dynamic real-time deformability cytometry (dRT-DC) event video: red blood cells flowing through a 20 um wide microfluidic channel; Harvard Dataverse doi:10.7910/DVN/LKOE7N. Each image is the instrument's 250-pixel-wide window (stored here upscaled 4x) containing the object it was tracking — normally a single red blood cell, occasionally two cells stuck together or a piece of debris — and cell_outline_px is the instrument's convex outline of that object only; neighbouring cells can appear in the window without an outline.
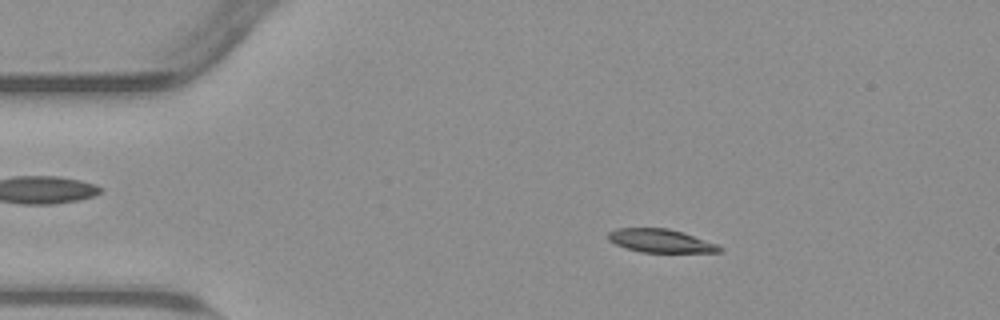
{"species": "common noctule bat (a hibernating species)", "species_latin": "Nyctalus noctula", "temperature_condition": "warm", "stored_images_in_passage": 54, "camera_frame_rate_fps": 3000, "um_per_image_px": 0.085, "animal": {"sex": "male", "body_mass_g": 23.1, "forearm_length_mm": 52.7}, "frame": {"image": 1, "passage_image": 9, "time_ms": 2.667, "image_size_px": [1000, 320], "cell_outline_px": [[724, 248], [720, 252], [640, 252], [616, 244], [608, 240], [608, 232], [616, 228], [668, 228], [684, 232], [720, 244]], "centroid_in_image_um": [56.21, 20.46], "position_along_channel_um": 28.8, "area_um2": 15.32}}
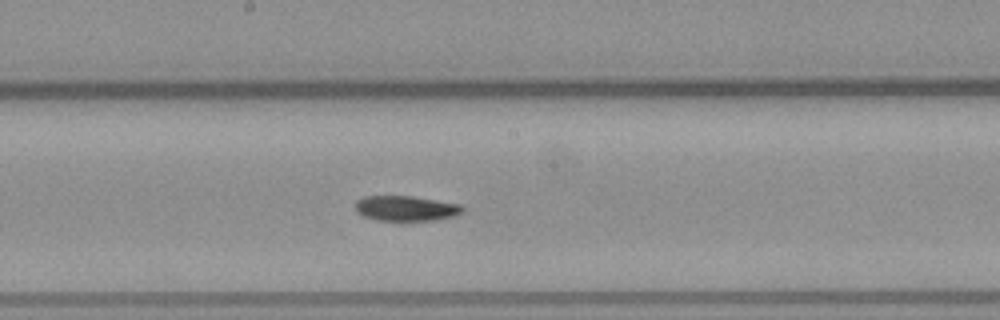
{"frame": {"image": 2, "passage_image": 28, "time_ms": 9.0, "image_size_px": [1000, 320], "cell_outline_px": [[464, 212], [456, 216], [436, 220], [376, 220], [364, 216], [356, 212], [356, 200], [364, 196], [412, 196], [460, 204], [464, 208]], "centroid_in_image_um": [34.52, 17.71], "position_along_channel_um": 213.7, "area_um2": 15.78}}
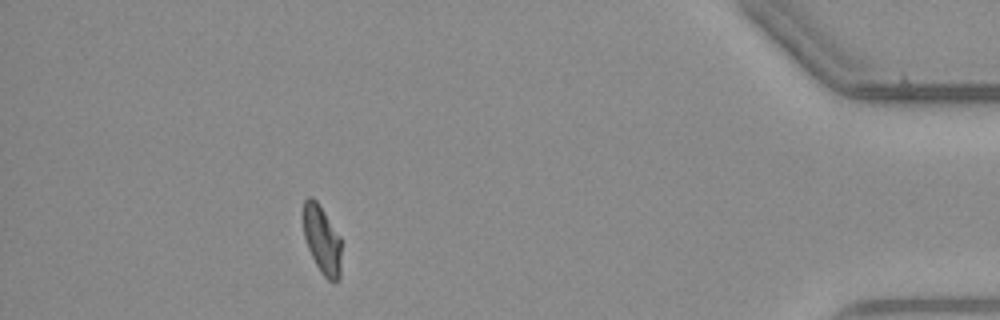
{"frame": {"image": 3, "passage_image": 48, "time_ms": 15.667, "image_size_px": [1000, 320], "cell_outline_px": [[340, 280], [332, 284], [320, 272], [308, 248], [304, 236], [304, 200], [308, 196], [312, 196], [316, 200], [340, 236]], "centroid_in_image_um": [27.38, 20.42], "position_along_channel_um": 407.8, "area_um2": 15.03}}